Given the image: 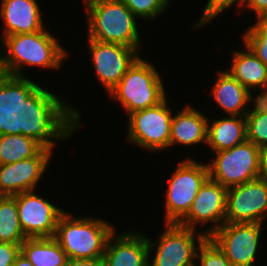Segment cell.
<instances>
[{
    "instance_id": "obj_14",
    "label": "cell",
    "mask_w": 267,
    "mask_h": 266,
    "mask_svg": "<svg viewBox=\"0 0 267 266\" xmlns=\"http://www.w3.org/2000/svg\"><path fill=\"white\" fill-rule=\"evenodd\" d=\"M31 190L14 195L17 202L19 222L26 238H51L56 234L60 216L66 208H60L49 198Z\"/></svg>"
},
{
    "instance_id": "obj_19",
    "label": "cell",
    "mask_w": 267,
    "mask_h": 266,
    "mask_svg": "<svg viewBox=\"0 0 267 266\" xmlns=\"http://www.w3.org/2000/svg\"><path fill=\"white\" fill-rule=\"evenodd\" d=\"M224 70L219 69L216 72L213 87L208 90L210 91L208 94L213 99V103L218 104L217 107L222 110L221 114L246 115L249 91L226 69Z\"/></svg>"
},
{
    "instance_id": "obj_11",
    "label": "cell",
    "mask_w": 267,
    "mask_h": 266,
    "mask_svg": "<svg viewBox=\"0 0 267 266\" xmlns=\"http://www.w3.org/2000/svg\"><path fill=\"white\" fill-rule=\"evenodd\" d=\"M263 228L267 230V225L248 222L224 223L210 238L233 266H255L257 259L260 261L259 251L264 243Z\"/></svg>"
},
{
    "instance_id": "obj_8",
    "label": "cell",
    "mask_w": 267,
    "mask_h": 266,
    "mask_svg": "<svg viewBox=\"0 0 267 266\" xmlns=\"http://www.w3.org/2000/svg\"><path fill=\"white\" fill-rule=\"evenodd\" d=\"M163 227L157 240L147 236L148 266H195L197 248L207 236L177 223Z\"/></svg>"
},
{
    "instance_id": "obj_3",
    "label": "cell",
    "mask_w": 267,
    "mask_h": 266,
    "mask_svg": "<svg viewBox=\"0 0 267 266\" xmlns=\"http://www.w3.org/2000/svg\"><path fill=\"white\" fill-rule=\"evenodd\" d=\"M87 39L133 47L142 53L143 24L121 0H81ZM140 31V32H139Z\"/></svg>"
},
{
    "instance_id": "obj_18",
    "label": "cell",
    "mask_w": 267,
    "mask_h": 266,
    "mask_svg": "<svg viewBox=\"0 0 267 266\" xmlns=\"http://www.w3.org/2000/svg\"><path fill=\"white\" fill-rule=\"evenodd\" d=\"M187 103L183 108L174 111L171 122L169 148L174 146L195 147L207 145L208 119L203 110ZM188 146V147H187Z\"/></svg>"
},
{
    "instance_id": "obj_10",
    "label": "cell",
    "mask_w": 267,
    "mask_h": 266,
    "mask_svg": "<svg viewBox=\"0 0 267 266\" xmlns=\"http://www.w3.org/2000/svg\"><path fill=\"white\" fill-rule=\"evenodd\" d=\"M260 148L246 140L231 149L211 153L205 161L209 178L229 188L258 178Z\"/></svg>"
},
{
    "instance_id": "obj_17",
    "label": "cell",
    "mask_w": 267,
    "mask_h": 266,
    "mask_svg": "<svg viewBox=\"0 0 267 266\" xmlns=\"http://www.w3.org/2000/svg\"><path fill=\"white\" fill-rule=\"evenodd\" d=\"M38 0H1L0 19L2 33L0 41L8 35L35 33L44 30L43 11Z\"/></svg>"
},
{
    "instance_id": "obj_6",
    "label": "cell",
    "mask_w": 267,
    "mask_h": 266,
    "mask_svg": "<svg viewBox=\"0 0 267 266\" xmlns=\"http://www.w3.org/2000/svg\"><path fill=\"white\" fill-rule=\"evenodd\" d=\"M78 130L80 123L71 120L36 156L15 163L1 164L0 196H14L37 190L38 184L49 172L48 167L51 161L53 162L51 159H54V149L58 143L68 141Z\"/></svg>"
},
{
    "instance_id": "obj_35",
    "label": "cell",
    "mask_w": 267,
    "mask_h": 266,
    "mask_svg": "<svg viewBox=\"0 0 267 266\" xmlns=\"http://www.w3.org/2000/svg\"><path fill=\"white\" fill-rule=\"evenodd\" d=\"M12 266H33L31 262L22 254L20 253L13 263Z\"/></svg>"
},
{
    "instance_id": "obj_28",
    "label": "cell",
    "mask_w": 267,
    "mask_h": 266,
    "mask_svg": "<svg viewBox=\"0 0 267 266\" xmlns=\"http://www.w3.org/2000/svg\"><path fill=\"white\" fill-rule=\"evenodd\" d=\"M246 116L247 140L257 147L267 146V113Z\"/></svg>"
},
{
    "instance_id": "obj_25",
    "label": "cell",
    "mask_w": 267,
    "mask_h": 266,
    "mask_svg": "<svg viewBox=\"0 0 267 266\" xmlns=\"http://www.w3.org/2000/svg\"><path fill=\"white\" fill-rule=\"evenodd\" d=\"M246 1L247 0H207L200 18L190 27L194 31L208 27L210 22L212 23L219 15L221 17L223 13L226 14L225 12L228 10L230 11V9H232L231 7L235 8L237 6L235 11L238 9L241 15Z\"/></svg>"
},
{
    "instance_id": "obj_9",
    "label": "cell",
    "mask_w": 267,
    "mask_h": 266,
    "mask_svg": "<svg viewBox=\"0 0 267 266\" xmlns=\"http://www.w3.org/2000/svg\"><path fill=\"white\" fill-rule=\"evenodd\" d=\"M168 96L158 105L127 115L125 141L149 153L168 151L171 122L174 111L169 107Z\"/></svg>"
},
{
    "instance_id": "obj_23",
    "label": "cell",
    "mask_w": 267,
    "mask_h": 266,
    "mask_svg": "<svg viewBox=\"0 0 267 266\" xmlns=\"http://www.w3.org/2000/svg\"><path fill=\"white\" fill-rule=\"evenodd\" d=\"M25 239L19 222L16 198L0 196V242L21 245Z\"/></svg>"
},
{
    "instance_id": "obj_27",
    "label": "cell",
    "mask_w": 267,
    "mask_h": 266,
    "mask_svg": "<svg viewBox=\"0 0 267 266\" xmlns=\"http://www.w3.org/2000/svg\"><path fill=\"white\" fill-rule=\"evenodd\" d=\"M195 266L233 265L215 242L210 237H206L197 248Z\"/></svg>"
},
{
    "instance_id": "obj_24",
    "label": "cell",
    "mask_w": 267,
    "mask_h": 266,
    "mask_svg": "<svg viewBox=\"0 0 267 266\" xmlns=\"http://www.w3.org/2000/svg\"><path fill=\"white\" fill-rule=\"evenodd\" d=\"M253 19L255 22L241 33V42L267 66V16Z\"/></svg>"
},
{
    "instance_id": "obj_5",
    "label": "cell",
    "mask_w": 267,
    "mask_h": 266,
    "mask_svg": "<svg viewBox=\"0 0 267 266\" xmlns=\"http://www.w3.org/2000/svg\"><path fill=\"white\" fill-rule=\"evenodd\" d=\"M155 64L140 55L107 98L119 103L126 115L158 105L168 94Z\"/></svg>"
},
{
    "instance_id": "obj_7",
    "label": "cell",
    "mask_w": 267,
    "mask_h": 266,
    "mask_svg": "<svg viewBox=\"0 0 267 266\" xmlns=\"http://www.w3.org/2000/svg\"><path fill=\"white\" fill-rule=\"evenodd\" d=\"M185 157L169 175L164 195V223H178L190 210L198 191L209 178L207 162ZM165 220V221H164Z\"/></svg>"
},
{
    "instance_id": "obj_2",
    "label": "cell",
    "mask_w": 267,
    "mask_h": 266,
    "mask_svg": "<svg viewBox=\"0 0 267 266\" xmlns=\"http://www.w3.org/2000/svg\"><path fill=\"white\" fill-rule=\"evenodd\" d=\"M70 121L53 100H18L0 110V165L36 156Z\"/></svg>"
},
{
    "instance_id": "obj_26",
    "label": "cell",
    "mask_w": 267,
    "mask_h": 266,
    "mask_svg": "<svg viewBox=\"0 0 267 266\" xmlns=\"http://www.w3.org/2000/svg\"><path fill=\"white\" fill-rule=\"evenodd\" d=\"M131 12L140 20L151 23L157 20L158 16L168 11L171 0H121Z\"/></svg>"
},
{
    "instance_id": "obj_32",
    "label": "cell",
    "mask_w": 267,
    "mask_h": 266,
    "mask_svg": "<svg viewBox=\"0 0 267 266\" xmlns=\"http://www.w3.org/2000/svg\"><path fill=\"white\" fill-rule=\"evenodd\" d=\"M243 10H250L251 16L253 12L255 18L267 16V0H247Z\"/></svg>"
},
{
    "instance_id": "obj_15",
    "label": "cell",
    "mask_w": 267,
    "mask_h": 266,
    "mask_svg": "<svg viewBox=\"0 0 267 266\" xmlns=\"http://www.w3.org/2000/svg\"><path fill=\"white\" fill-rule=\"evenodd\" d=\"M267 225V181L260 178L229 187L225 223Z\"/></svg>"
},
{
    "instance_id": "obj_22",
    "label": "cell",
    "mask_w": 267,
    "mask_h": 266,
    "mask_svg": "<svg viewBox=\"0 0 267 266\" xmlns=\"http://www.w3.org/2000/svg\"><path fill=\"white\" fill-rule=\"evenodd\" d=\"M21 253L33 266H65L66 252L54 238H26Z\"/></svg>"
},
{
    "instance_id": "obj_31",
    "label": "cell",
    "mask_w": 267,
    "mask_h": 266,
    "mask_svg": "<svg viewBox=\"0 0 267 266\" xmlns=\"http://www.w3.org/2000/svg\"><path fill=\"white\" fill-rule=\"evenodd\" d=\"M18 99L8 89L0 72V110L13 106Z\"/></svg>"
},
{
    "instance_id": "obj_33",
    "label": "cell",
    "mask_w": 267,
    "mask_h": 266,
    "mask_svg": "<svg viewBox=\"0 0 267 266\" xmlns=\"http://www.w3.org/2000/svg\"><path fill=\"white\" fill-rule=\"evenodd\" d=\"M65 266H105L103 257L93 259H73L68 258Z\"/></svg>"
},
{
    "instance_id": "obj_4",
    "label": "cell",
    "mask_w": 267,
    "mask_h": 266,
    "mask_svg": "<svg viewBox=\"0 0 267 266\" xmlns=\"http://www.w3.org/2000/svg\"><path fill=\"white\" fill-rule=\"evenodd\" d=\"M65 211L59 218L54 238L68 258L93 259L103 257L114 223L91 216L78 217Z\"/></svg>"
},
{
    "instance_id": "obj_13",
    "label": "cell",
    "mask_w": 267,
    "mask_h": 266,
    "mask_svg": "<svg viewBox=\"0 0 267 266\" xmlns=\"http://www.w3.org/2000/svg\"><path fill=\"white\" fill-rule=\"evenodd\" d=\"M227 190L228 188L208 178L198 191L188 213L177 224L195 230L202 227L200 231L210 237L225 223ZM205 225L209 226L205 228Z\"/></svg>"
},
{
    "instance_id": "obj_1",
    "label": "cell",
    "mask_w": 267,
    "mask_h": 266,
    "mask_svg": "<svg viewBox=\"0 0 267 266\" xmlns=\"http://www.w3.org/2000/svg\"><path fill=\"white\" fill-rule=\"evenodd\" d=\"M49 30V31H48ZM50 29L35 33H24L5 36L0 41V72L8 89L18 100H53L59 101L67 116L83 126V118L78 108L65 101L64 95L49 91L47 86L40 85L26 77L25 68L42 70H62L65 59L71 53L61 45L59 37ZM69 54V55H68ZM46 87V88H44ZM62 97V98H61ZM64 99V100H63Z\"/></svg>"
},
{
    "instance_id": "obj_34",
    "label": "cell",
    "mask_w": 267,
    "mask_h": 266,
    "mask_svg": "<svg viewBox=\"0 0 267 266\" xmlns=\"http://www.w3.org/2000/svg\"><path fill=\"white\" fill-rule=\"evenodd\" d=\"M258 178L267 181V146L260 148Z\"/></svg>"
},
{
    "instance_id": "obj_16",
    "label": "cell",
    "mask_w": 267,
    "mask_h": 266,
    "mask_svg": "<svg viewBox=\"0 0 267 266\" xmlns=\"http://www.w3.org/2000/svg\"><path fill=\"white\" fill-rule=\"evenodd\" d=\"M109 237L103 256L105 266H148L147 234L125 229Z\"/></svg>"
},
{
    "instance_id": "obj_21",
    "label": "cell",
    "mask_w": 267,
    "mask_h": 266,
    "mask_svg": "<svg viewBox=\"0 0 267 266\" xmlns=\"http://www.w3.org/2000/svg\"><path fill=\"white\" fill-rule=\"evenodd\" d=\"M247 140L246 116L224 115L208 119L207 147L210 152L228 150Z\"/></svg>"
},
{
    "instance_id": "obj_20",
    "label": "cell",
    "mask_w": 267,
    "mask_h": 266,
    "mask_svg": "<svg viewBox=\"0 0 267 266\" xmlns=\"http://www.w3.org/2000/svg\"><path fill=\"white\" fill-rule=\"evenodd\" d=\"M241 45L228 53L232 57L227 71L248 91L267 88V66L244 43Z\"/></svg>"
},
{
    "instance_id": "obj_30",
    "label": "cell",
    "mask_w": 267,
    "mask_h": 266,
    "mask_svg": "<svg viewBox=\"0 0 267 266\" xmlns=\"http://www.w3.org/2000/svg\"><path fill=\"white\" fill-rule=\"evenodd\" d=\"M20 253V244L0 242V266H12Z\"/></svg>"
},
{
    "instance_id": "obj_12",
    "label": "cell",
    "mask_w": 267,
    "mask_h": 266,
    "mask_svg": "<svg viewBox=\"0 0 267 266\" xmlns=\"http://www.w3.org/2000/svg\"><path fill=\"white\" fill-rule=\"evenodd\" d=\"M87 53L93 65L97 82L108 93L119 83L128 68L142 54L133 48L117 43H104L87 39Z\"/></svg>"
},
{
    "instance_id": "obj_29",
    "label": "cell",
    "mask_w": 267,
    "mask_h": 266,
    "mask_svg": "<svg viewBox=\"0 0 267 266\" xmlns=\"http://www.w3.org/2000/svg\"><path fill=\"white\" fill-rule=\"evenodd\" d=\"M247 104L246 115L267 113V88L250 90Z\"/></svg>"
}]
</instances>
